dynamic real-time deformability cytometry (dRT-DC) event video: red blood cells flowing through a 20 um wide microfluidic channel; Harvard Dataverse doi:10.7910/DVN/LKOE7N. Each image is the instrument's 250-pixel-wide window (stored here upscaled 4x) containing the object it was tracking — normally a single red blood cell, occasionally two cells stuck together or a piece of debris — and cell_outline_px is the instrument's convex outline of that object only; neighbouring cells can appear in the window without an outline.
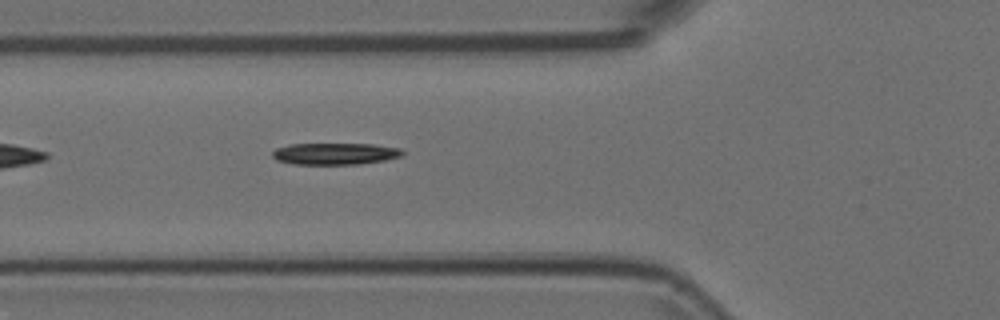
{"species": "Egyptian fruit bat (a non-hibernating species)", "species_latin": "Rousettus aegyptiacus", "temperature_condition": "room temperature", "stored_images_in_passage": 38, "camera_frame_rate_fps": 3000, "um_per_image_px": 0.085, "animal": {"sex": "female"}, "frame": {"image": 1, "passage_image": 3, "time_ms": 0.667, "image_size_px": [1000, 320], "cell_outline_px": [[404, 152], [400, 156], [384, 160], [360, 164], [292, 164], [276, 160], [272, 156], [272, 152], [276, 148], [292, 144], [372, 144], [400, 148]], "centroid_in_image_um": [28.45, 13.07], "position_along_channel_um": 97.3, "area_um2": 16.36}}
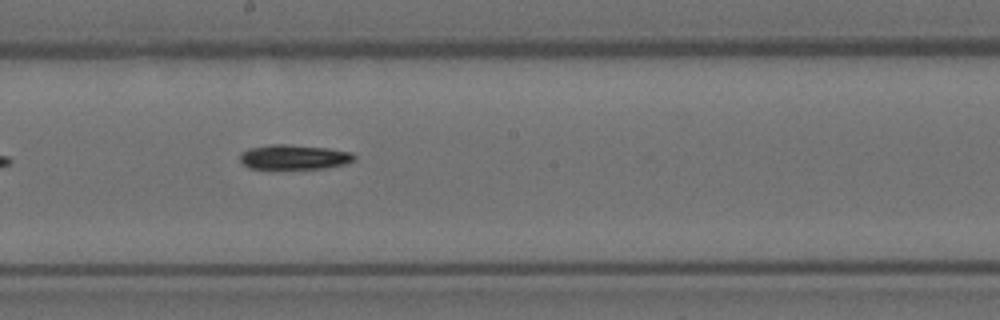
{"frame": {"image": 2, "passage_image": 13, "time_ms": 4.0, "image_size_px": [1000, 320], "cell_outline_px": [[356, 160], [348, 164], [324, 168], [248, 168], [240, 160], [240, 152], [248, 148], [272, 144], [288, 144], [328, 148], [352, 152], [356, 156]], "centroid_in_image_um": [25.03, 13.34], "position_along_channel_um": 223.2, "area_um2": 16.59}}
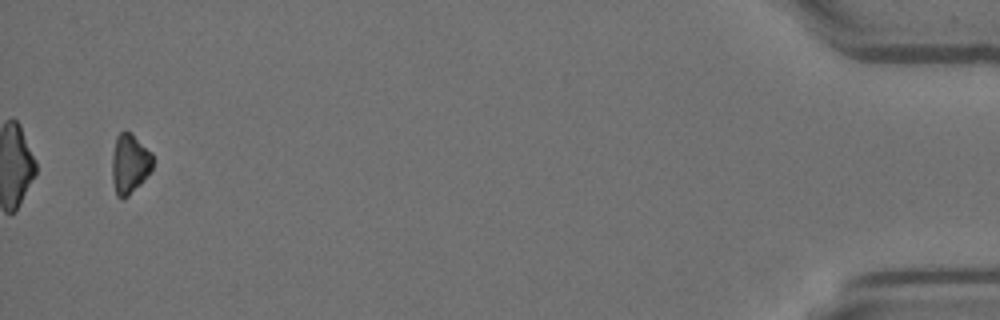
{"frame": {"image": 3, "passage_image": 36, "time_ms": 11.667, "image_size_px": [1000, 320], "cell_outline_px": [[152, 168], [144, 180], [128, 196], [116, 196], [112, 180], [112, 156], [116, 136], [120, 132], [128, 132], [152, 152]], "centroid_in_image_um": [11.0, 13.93], "position_along_channel_um": 424.2, "area_um2": 13.87}}